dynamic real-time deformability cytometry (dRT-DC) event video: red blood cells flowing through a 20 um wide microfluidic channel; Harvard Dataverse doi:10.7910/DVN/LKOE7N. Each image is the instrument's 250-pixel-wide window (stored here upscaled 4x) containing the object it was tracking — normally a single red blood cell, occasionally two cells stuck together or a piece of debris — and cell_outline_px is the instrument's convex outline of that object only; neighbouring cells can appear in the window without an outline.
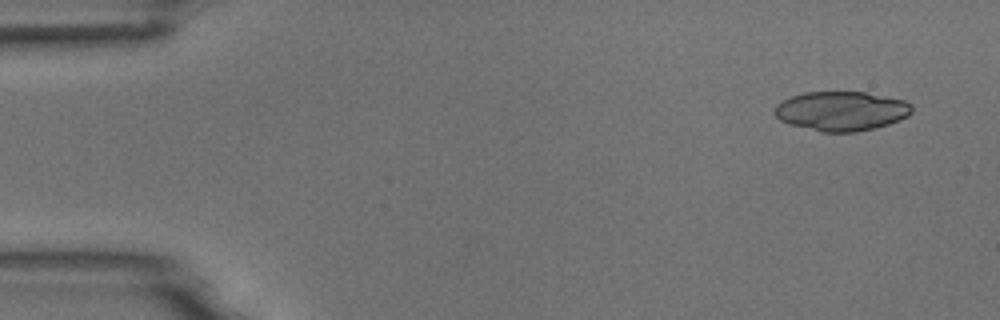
{"species": "common noctule bat (a hibernating species)", "species_latin": "Nyctalus noctula", "temperature_condition": "room temperature", "stored_images_in_passage": 4, "camera_frame_rate_fps": 3000, "um_per_image_px": 0.085, "animal": {"sex": "male", "body_mass_g": 18.8}, "frame": {"image": 1, "passage_image": 1, "time_ms": 0.0, "image_size_px": [1000, 320], "cell_outline_px": [[912, 112], [908, 116], [900, 120], [876, 128], [856, 132], [824, 132], [788, 124], [780, 120], [772, 112], [776, 104], [792, 96], [804, 92], [864, 92], [904, 100], [912, 104]], "centroid_in_image_um": [71.51, 9.44], "position_along_channel_um": 13.5, "area_um2": 31.62}}